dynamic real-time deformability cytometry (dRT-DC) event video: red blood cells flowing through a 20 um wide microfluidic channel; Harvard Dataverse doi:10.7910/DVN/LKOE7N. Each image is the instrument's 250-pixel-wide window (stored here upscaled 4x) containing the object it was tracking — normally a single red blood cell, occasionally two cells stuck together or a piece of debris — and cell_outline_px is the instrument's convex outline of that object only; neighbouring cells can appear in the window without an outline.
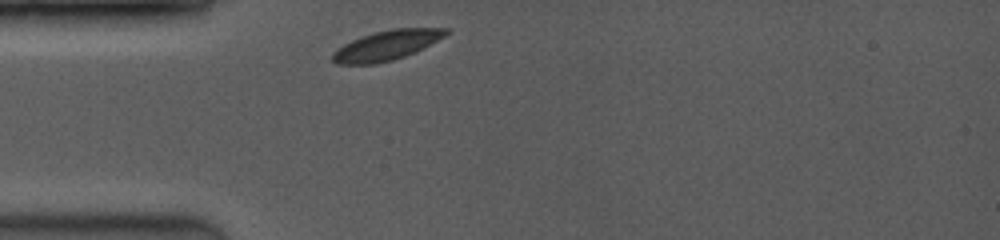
{"species": "common noctule bat (a hibernating species)", "species_latin": "Nyctalus noctula", "temperature_condition": "room temperature", "stored_images_in_passage": 27, "camera_frame_rate_fps": 3500, "um_per_image_px": 0.085, "animal": {"sex": "female", "body_mass_g": 19.0, "forearm_length_mm": 53.3}, "frame": {"image": 1, "passage_image": 1, "time_ms": 0.0, "image_size_px": [1000, 240], "cell_outline_px": [[452, 32], [416, 52], [392, 60], [376, 64], [336, 64], [332, 60], [332, 52], [344, 44], [352, 40], [372, 32], [392, 28], [448, 28]], "centroid_in_image_um": [32.87, 3.84], "position_along_channel_um": 52.1, "area_um2": 19.77}}
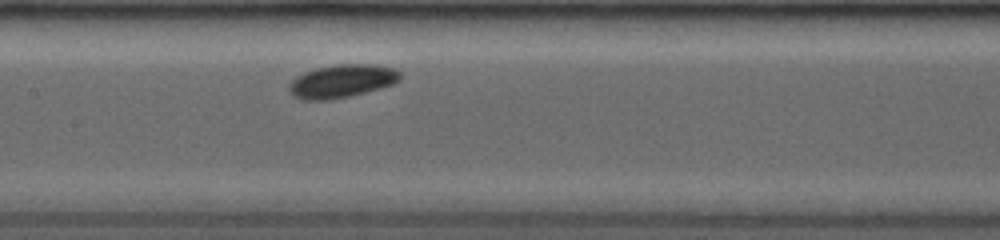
{"frame": {"image": 2, "passage_image": 12, "time_ms": 3.429, "image_size_px": [1000, 240], "cell_outline_px": [[400, 80], [392, 84], [380, 88], [348, 96], [328, 100], [300, 100], [292, 96], [288, 88], [288, 84], [296, 76], [304, 72], [316, 68], [336, 64], [376, 64], [392, 68], [400, 72]], "centroid_in_image_um": [29.01, 6.89], "position_along_channel_um": 178.4, "area_um2": 21.5}}
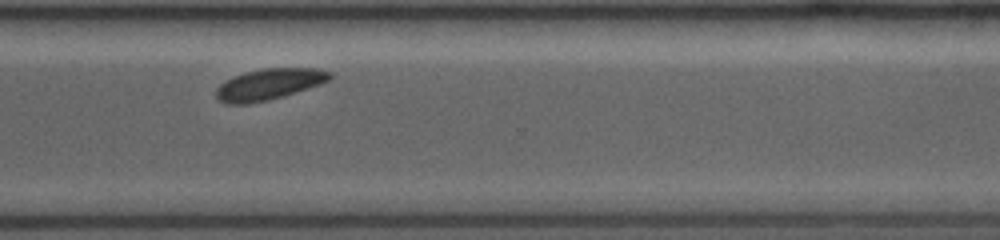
{"frame": {"image": 3, "passage_image": 26, "time_ms": 7.714, "image_size_px": [1000, 240], "cell_outline_px": [[332, 76], [328, 80], [320, 84], [268, 100], [248, 104], [228, 104], [216, 100], [216, 88], [220, 84], [244, 72], [264, 68], [316, 68], [332, 72]], "centroid_in_image_um": [22.84, 7.16], "position_along_channel_um": 347.8, "area_um2": 20.4}}